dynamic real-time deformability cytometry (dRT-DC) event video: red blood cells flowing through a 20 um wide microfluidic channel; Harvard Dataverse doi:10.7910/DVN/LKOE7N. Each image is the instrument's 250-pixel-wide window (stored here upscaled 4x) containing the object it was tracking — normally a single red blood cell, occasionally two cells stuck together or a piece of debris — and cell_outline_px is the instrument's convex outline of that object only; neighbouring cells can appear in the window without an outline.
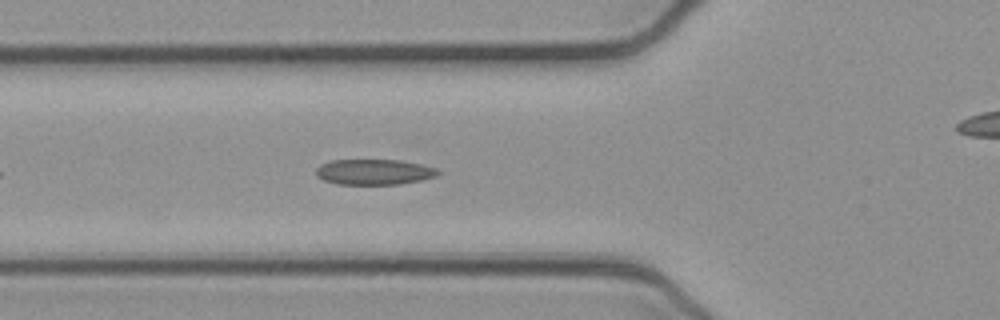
{"species": "common noctule bat (a hibernating species)", "species_latin": "Nyctalus noctula", "temperature_condition": "cold", "stored_images_in_passage": 16, "camera_frame_rate_fps": 3000, "um_per_image_px": 0.085, "animal": {"sex": "female", "body_mass_g": 21.9}, "frame": {"image": 1, "passage_image": 7, "time_ms": 2.0, "image_size_px": [1000, 320], "cell_outline_px": [[440, 172], [436, 176], [420, 180], [400, 184], [336, 184], [324, 180], [316, 176], [316, 168], [320, 164], [332, 160], [400, 160], [420, 164], [436, 168]], "centroid_in_image_um": [31.77, 14.61], "position_along_channel_um": 94.0, "area_um2": 18.09}}
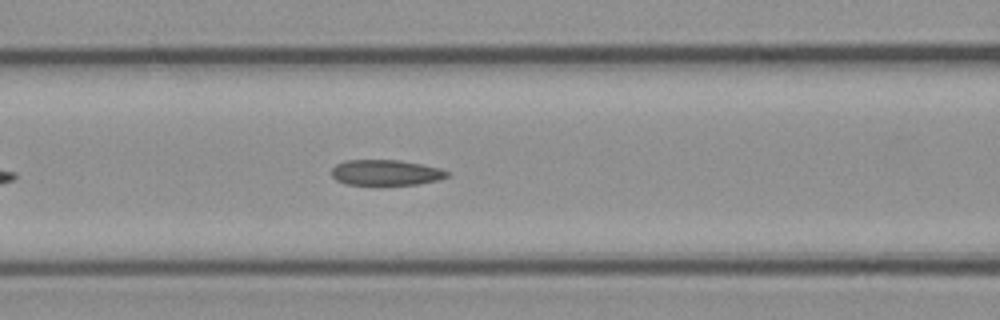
{"frame": {"image": 2, "passage_image": 10, "time_ms": 3.0, "image_size_px": [1000, 320], "cell_outline_px": [[452, 172], [448, 176], [440, 180], [420, 184], [380, 188], [348, 184], [336, 180], [332, 176], [332, 168], [336, 164], [344, 160], [400, 160], [440, 168]], "centroid_in_image_um": [32.82, 14.72], "position_along_channel_um": 133.8, "area_um2": 18.26}}